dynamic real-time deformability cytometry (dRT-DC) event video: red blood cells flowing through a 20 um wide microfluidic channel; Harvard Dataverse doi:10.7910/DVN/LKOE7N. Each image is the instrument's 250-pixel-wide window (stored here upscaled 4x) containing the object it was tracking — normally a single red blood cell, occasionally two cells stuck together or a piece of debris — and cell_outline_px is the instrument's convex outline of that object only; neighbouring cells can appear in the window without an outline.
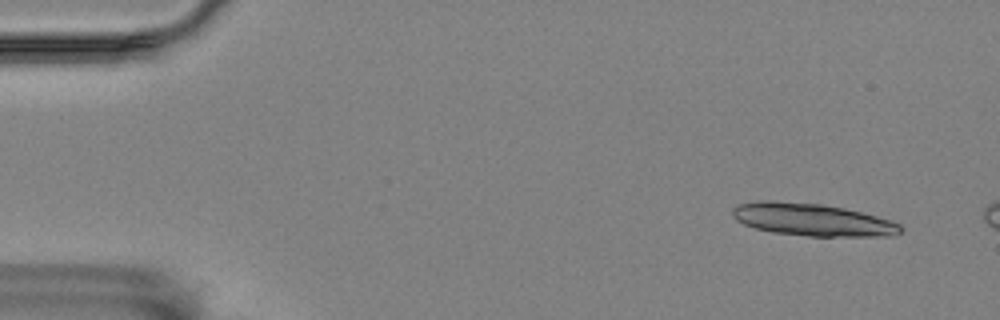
{"species": "Egyptian fruit bat (a non-hibernating species)", "species_latin": "Rousettus aegyptiacus", "temperature_condition": "room temperature", "stored_images_in_passage": 10, "camera_frame_rate_fps": 3000, "um_per_image_px": 0.085, "animal": {"sex": "female"}, "frame": {"image": 1, "passage_image": 4, "time_ms": 1.0, "image_size_px": [1000, 320], "cell_outline_px": [[904, 228], [896, 236], [808, 236], [772, 232], [756, 228], [744, 224], [736, 220], [732, 216], [732, 208], [740, 204], [760, 200], [772, 200], [820, 204], [844, 208], [892, 220], [900, 224]], "centroid_in_image_um": [69.06, 18.67], "position_along_channel_um": 15.9, "area_um2": 31.85}}